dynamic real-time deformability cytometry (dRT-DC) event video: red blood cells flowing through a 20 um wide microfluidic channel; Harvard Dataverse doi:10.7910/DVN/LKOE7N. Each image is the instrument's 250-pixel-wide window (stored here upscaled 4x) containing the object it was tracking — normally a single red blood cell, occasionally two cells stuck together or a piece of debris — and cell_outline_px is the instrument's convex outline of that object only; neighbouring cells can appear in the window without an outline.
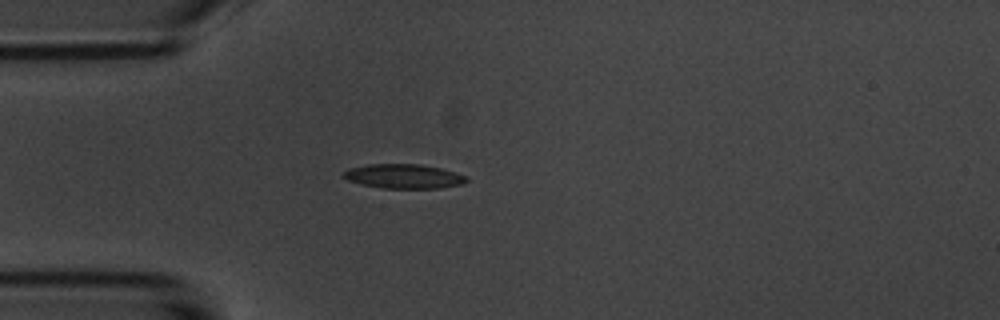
{"species": "common noctule bat (a hibernating species)", "species_latin": "Nyctalus noctula", "temperature_condition": "room temperature", "stored_images_in_passage": 4, "camera_frame_rate_fps": 3000, "um_per_image_px": 0.085, "animal": {"sex": "male", "body_mass_g": 20.1, "forearm_length_mm": 53.5}, "frame": {"image": 1, "passage_image": 4, "time_ms": 3.333, "image_size_px": [1000, 320], "cell_outline_px": [[468, 180], [464, 184], [440, 188], [384, 188], [360, 184], [348, 180], [340, 176], [348, 168], [368, 164], [420, 164], [440, 168], [468, 176]], "centroid_in_image_um": [34.31, 14.98], "position_along_channel_um": 50.7, "area_um2": 17.57}}